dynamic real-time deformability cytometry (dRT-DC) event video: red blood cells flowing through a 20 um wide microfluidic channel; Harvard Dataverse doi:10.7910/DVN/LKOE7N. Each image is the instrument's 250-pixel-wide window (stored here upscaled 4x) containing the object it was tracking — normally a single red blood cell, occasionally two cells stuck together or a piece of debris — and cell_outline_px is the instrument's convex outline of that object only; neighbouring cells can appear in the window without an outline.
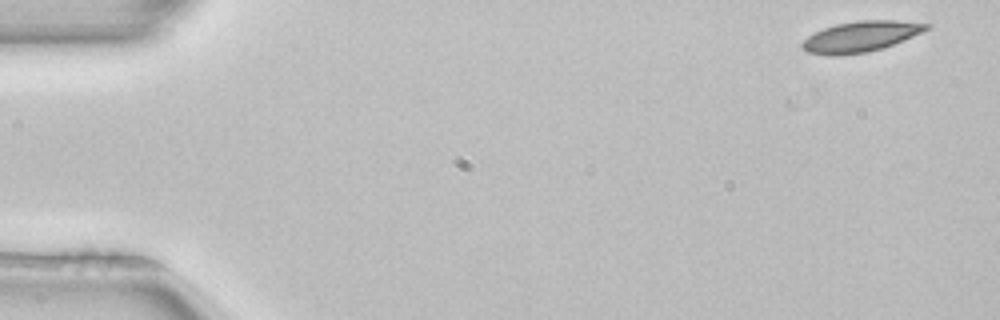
{"species": "common noctule bat (a hibernating species)", "species_latin": "Nyctalus noctula", "temperature_condition": "room temperature", "stored_images_in_passage": 2, "camera_frame_rate_fps": 3000, "um_per_image_px": 0.085, "animal": {"sex": "female", "body_mass_g": 22.7, "forearm_length_mm": 54.2}, "frame": {"image": 1, "passage_image": 2, "time_ms": 0.333, "image_size_px": [1000, 320], "cell_outline_px": [[932, 24], [928, 28], [912, 36], [884, 48], [868, 52], [836, 56], [832, 56], [808, 52], [800, 48], [800, 44], [808, 36], [824, 28], [836, 24], [860, 20], [896, 20]], "centroid_in_image_um": [73.12, 3.11], "position_along_channel_um": 11.9, "area_um2": 22.08}}